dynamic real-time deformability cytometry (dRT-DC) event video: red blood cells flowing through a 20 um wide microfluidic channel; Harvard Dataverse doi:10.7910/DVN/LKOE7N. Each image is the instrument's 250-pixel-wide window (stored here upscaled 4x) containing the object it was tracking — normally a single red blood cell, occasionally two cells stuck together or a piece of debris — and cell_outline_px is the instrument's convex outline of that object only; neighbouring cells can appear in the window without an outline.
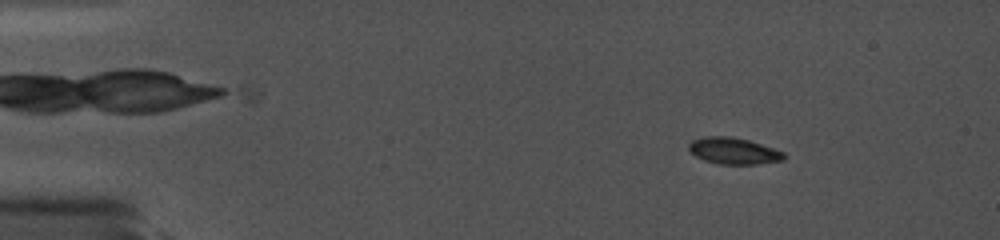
{"species": "common noctule bat (a hibernating species)", "species_latin": "Nyctalus noctula", "temperature_condition": "cold", "stored_images_in_passage": 49, "camera_frame_rate_fps": 5000, "um_per_image_px": 0.085, "animal": {"sex": "female", "body_mass_g": 19.0, "forearm_length_mm": 56.7}, "frame": {"image": 1, "passage_image": 10, "time_ms": 2.2, "image_size_px": [1000, 240], "cell_outline_px": [[784, 160], [756, 164], [720, 164], [704, 160], [696, 156], [688, 148], [688, 144], [692, 140], [704, 136], [732, 136], [748, 140], [784, 152]], "centroid_in_image_um": [62.33, 12.82], "position_along_channel_um": 22.7, "area_um2": 14.57}}
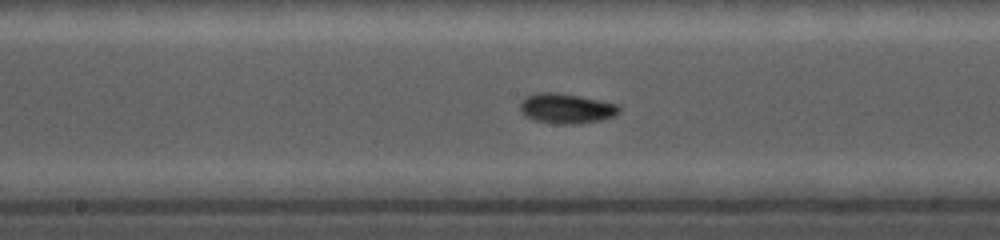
{"frame": {"image": 2, "passage_image": 33, "time_ms": 9.4, "image_size_px": [1000, 240], "cell_outline_px": [[620, 112], [612, 116], [600, 120], [580, 124], [556, 124], [536, 120], [524, 116], [520, 112], [520, 104], [524, 96], [536, 92], [552, 92], [580, 96], [600, 100], [616, 104], [620, 108]], "centroid_in_image_um": [48.09, 9.22], "position_along_channel_um": 200.1, "area_um2": 17.4}}
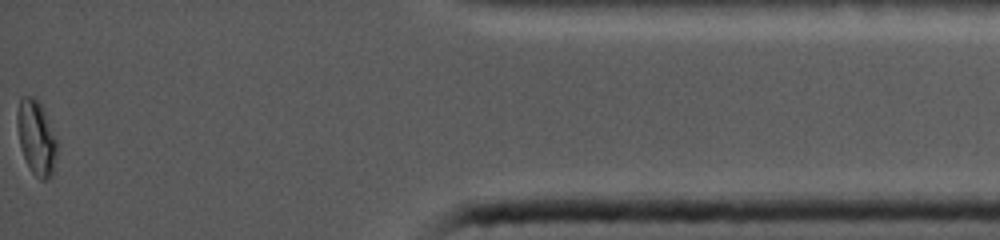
{"frame": {"image": 3, "passage_image": 49, "time_ms": 16.6, "image_size_px": [1000, 240], "cell_outline_px": [[56, 156], [52, 176], [44, 180], [40, 180], [32, 172], [24, 156], [20, 144], [16, 124], [16, 112], [20, 96], [32, 96], [40, 100], [56, 140]], "centroid_in_image_um": [3.06, 11.64], "position_along_channel_um": 432.1, "area_um2": 17.28}}